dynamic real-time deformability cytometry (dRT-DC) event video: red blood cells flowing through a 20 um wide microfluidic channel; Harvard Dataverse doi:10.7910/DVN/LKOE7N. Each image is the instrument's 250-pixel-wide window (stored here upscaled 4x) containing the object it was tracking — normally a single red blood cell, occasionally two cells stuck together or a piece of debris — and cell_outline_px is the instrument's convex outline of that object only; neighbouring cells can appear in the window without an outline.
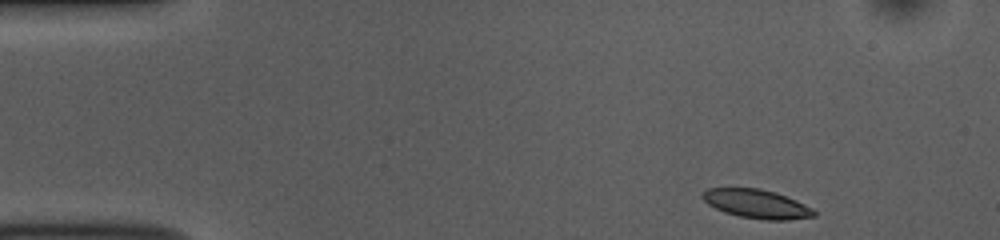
{"species": "common noctule bat (a hibernating species)", "species_latin": "Nyctalus noctula", "temperature_condition": "room temperature", "stored_images_in_passage": 47, "camera_frame_rate_fps": 3000, "um_per_image_px": 0.085, "animal": {"sex": "female", "body_mass_g": 10.0, "forearm_length_mm": 53.1}, "frame": {"image": 1, "passage_image": 1, "time_ms": 0.0, "image_size_px": [1000, 240], "cell_outline_px": [[816, 216], [788, 220], [764, 220], [740, 216], [724, 212], [708, 204], [700, 196], [708, 188], [760, 188], [776, 192], [796, 200], [812, 208], [816, 212]], "centroid_in_image_um": [64.33, 17.33], "position_along_channel_um": 20.7, "area_um2": 18.73}}
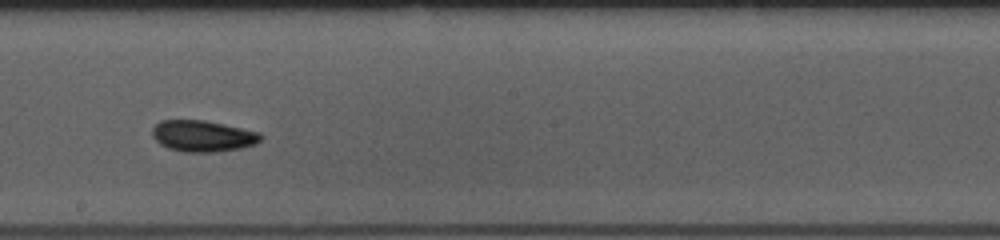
{"frame": {"image": 2, "passage_image": 24, "time_ms": 7.667, "image_size_px": [1000, 240], "cell_outline_px": [[264, 136], [256, 144], [240, 148], [216, 152], [184, 152], [168, 148], [160, 144], [152, 136], [152, 128], [160, 120], [204, 120], [224, 124], [260, 132]], "centroid_in_image_um": [17.24, 11.56], "position_along_channel_um": 231.0, "area_um2": 19.88}}
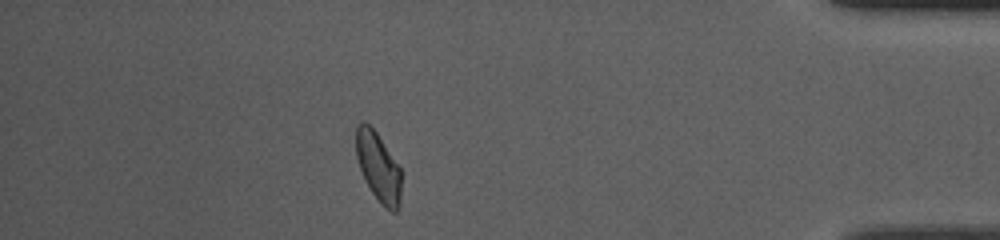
{"frame": {"image": 3, "passage_image": 41, "time_ms": 13.333, "image_size_px": [1000, 240], "cell_outline_px": [[400, 204], [396, 212], [392, 212], [372, 192], [360, 168], [356, 156], [356, 124], [364, 120], [376, 132], [400, 168]], "centroid_in_image_um": [32.14, 14.14], "position_along_channel_um": 403.1, "area_um2": 17.63}, "authors_computed_cell_mechanics": {"area_um2": 19.1318, "velocity_mm_per_s": 3.7976, "shape_relaxation_time_tau1_ms": 4.4383, "shape_relaxation_time_tau2_ms": 3.2293, "deformation_change_tau1": 0.0908, "deformation_change_tau2": 0.064}}